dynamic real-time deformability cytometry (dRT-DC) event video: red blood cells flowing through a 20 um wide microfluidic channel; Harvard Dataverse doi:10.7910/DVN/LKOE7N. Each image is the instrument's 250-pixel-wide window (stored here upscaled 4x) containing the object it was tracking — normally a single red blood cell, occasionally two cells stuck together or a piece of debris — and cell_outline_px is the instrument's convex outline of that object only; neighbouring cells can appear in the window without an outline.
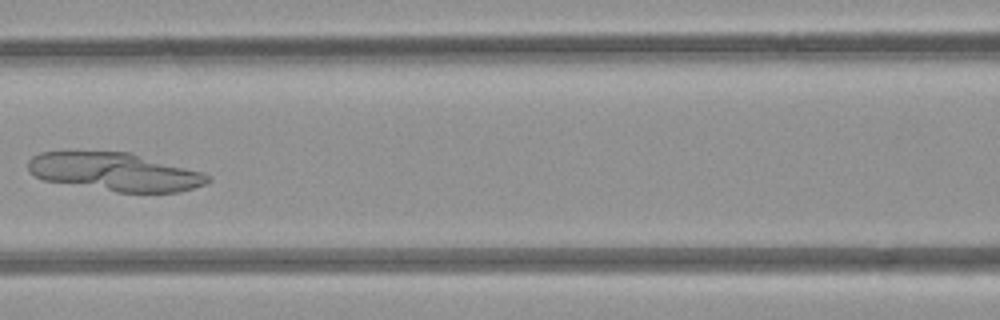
{"species": "common noctule bat (a hibernating species)", "species_latin": "Nyctalus noctula", "temperature_condition": "room temperature", "stored_images_in_passage": 5, "camera_frame_rate_fps": 3000, "um_per_image_px": 0.085, "animal": {"sex": "female", "body_mass_g": 21.9}, "frame": {"image": 1, "passage_image": 5, "time_ms": 5.333, "image_size_px": [1000, 320], "cell_outline_px": [[212, 180], [204, 184], [180, 192], [116, 192], [44, 180], [36, 176], [28, 168], [28, 160], [32, 156], [40, 152], [132, 152], [204, 172], [212, 176]], "centroid_in_image_um": [9.83, 14.61], "position_along_channel_um": 156.8, "area_um2": 40.06}}